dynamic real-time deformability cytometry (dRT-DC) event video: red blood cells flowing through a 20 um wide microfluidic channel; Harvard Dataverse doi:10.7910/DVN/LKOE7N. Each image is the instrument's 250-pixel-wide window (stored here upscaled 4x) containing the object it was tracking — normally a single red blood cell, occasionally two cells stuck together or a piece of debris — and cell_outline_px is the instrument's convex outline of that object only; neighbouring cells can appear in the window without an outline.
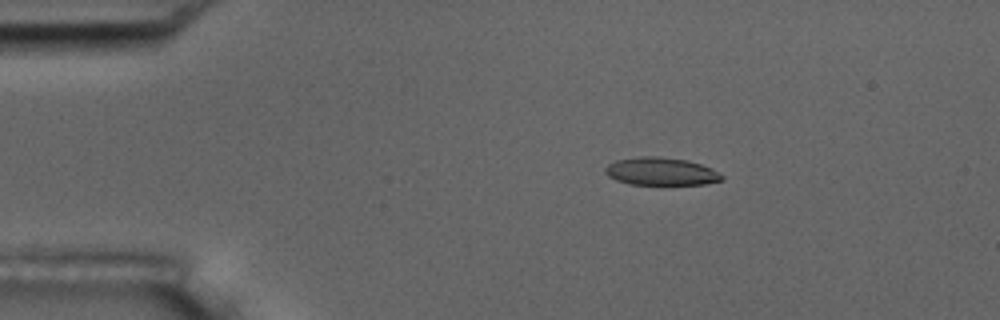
{"species": "common noctule bat (a hibernating species)", "species_latin": "Nyctalus noctula", "temperature_condition": "room temperature", "stored_images_in_passage": 6, "camera_frame_rate_fps": 3000, "um_per_image_px": 0.085, "animal": {"sex": "male", "body_mass_g": 17.5, "forearm_length_mm": 52.3}, "frame": {"image": 1, "passage_image": 3, "time_ms": 2.333, "image_size_px": [1000, 320], "cell_outline_px": [[724, 180], [704, 184], [628, 184], [616, 180], [608, 176], [604, 172], [604, 168], [608, 164], [616, 160], [640, 156], [660, 156], [688, 160], [712, 168], [720, 172], [724, 176]], "centroid_in_image_um": [56.19, 14.56], "position_along_channel_um": 28.8, "area_um2": 19.07}}
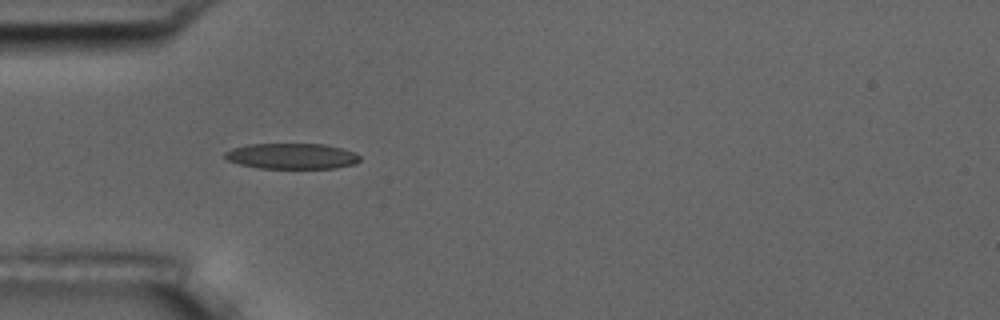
{"frame": {"image": 2, "passage_image": 5, "time_ms": 4.667, "image_size_px": [1000, 320], "cell_outline_px": [[360, 160], [356, 164], [336, 168], [260, 168], [240, 164], [228, 160], [224, 156], [224, 152], [232, 148], [248, 144], [324, 144], [356, 152], [360, 156]], "centroid_in_image_um": [24.83, 13.27], "position_along_channel_um": 60.2, "area_um2": 20.23}}